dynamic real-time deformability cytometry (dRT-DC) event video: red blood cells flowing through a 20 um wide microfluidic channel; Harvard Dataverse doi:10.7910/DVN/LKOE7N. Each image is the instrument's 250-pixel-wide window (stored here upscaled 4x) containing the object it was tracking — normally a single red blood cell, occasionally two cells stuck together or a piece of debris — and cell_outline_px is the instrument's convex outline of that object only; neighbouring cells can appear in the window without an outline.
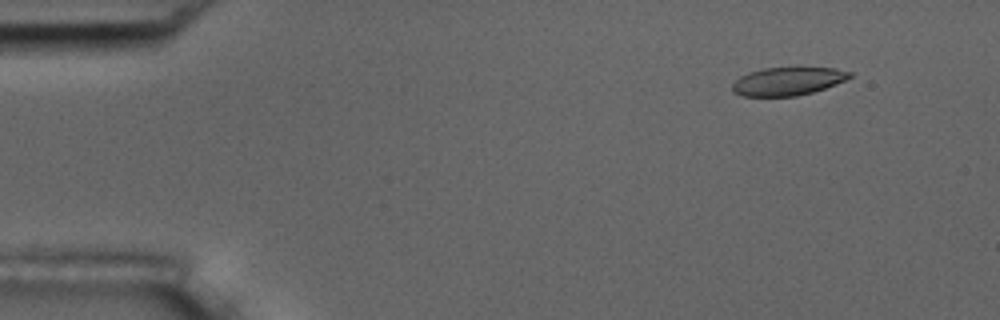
{"species": "common noctule bat (a hibernating species)", "species_latin": "Nyctalus noctula", "temperature_condition": "room temperature", "stored_images_in_passage": 56, "camera_frame_rate_fps": 3000, "um_per_image_px": 0.085, "animal": {"sex": "male", "body_mass_g": 17.5, "forearm_length_mm": 52.3}, "frame": {"image": 1, "passage_image": 6, "time_ms": 1.667, "image_size_px": [1000, 320], "cell_outline_px": [[852, 76], [844, 80], [824, 88], [812, 92], [796, 96], [744, 96], [732, 92], [732, 84], [740, 76], [748, 72], [764, 68], [836, 68], [852, 72]], "centroid_in_image_um": [66.93, 6.91], "position_along_channel_um": 18.1, "area_um2": 19.07}}
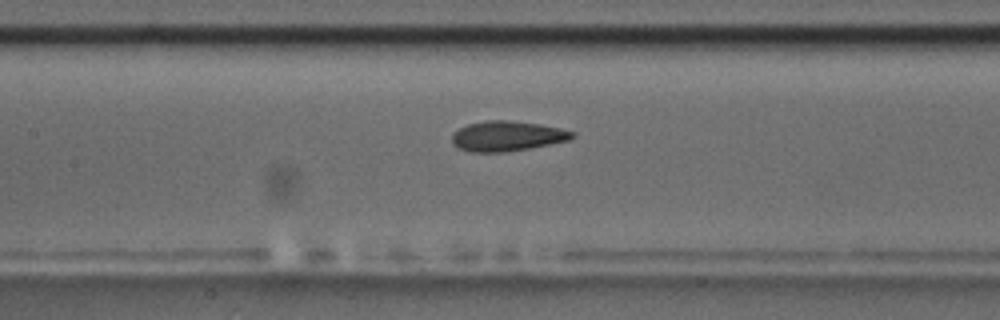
{"frame": {"image": 2, "passage_image": 26, "time_ms": 8.333, "image_size_px": [1000, 320], "cell_outline_px": [[576, 136], [568, 140], [528, 148], [504, 152], [468, 152], [452, 144], [452, 132], [468, 124], [484, 120], [508, 120], [540, 124], [560, 128], [576, 132]], "centroid_in_image_um": [43.08, 11.56], "position_along_channel_um": 164.3, "area_um2": 21.1}}
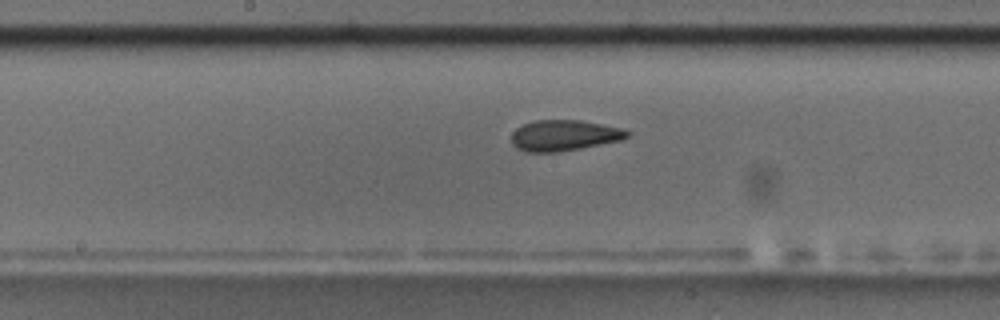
{"frame": {"image": 3, "passage_image": 29, "time_ms": 9.333, "image_size_px": [1000, 320], "cell_outline_px": [[632, 132], [628, 136], [620, 140], [580, 148], [556, 152], [524, 152], [516, 148], [512, 144], [512, 132], [516, 128], [532, 120], [580, 120], [624, 128]], "centroid_in_image_um": [47.93, 11.5], "position_along_channel_um": 200.3, "area_um2": 20.87}, "authors_computed_cell_mechanics": {"area_um2": 20.808, "velocity_mm_per_s": 3.6305, "shape_relaxation_time_tau1_ms": 4.8612, "shape_relaxation_time_tau2_ms": 1.3936, "deformation_change_tau1": 0.1596, "deformation_change_tau2": 0.0831}}